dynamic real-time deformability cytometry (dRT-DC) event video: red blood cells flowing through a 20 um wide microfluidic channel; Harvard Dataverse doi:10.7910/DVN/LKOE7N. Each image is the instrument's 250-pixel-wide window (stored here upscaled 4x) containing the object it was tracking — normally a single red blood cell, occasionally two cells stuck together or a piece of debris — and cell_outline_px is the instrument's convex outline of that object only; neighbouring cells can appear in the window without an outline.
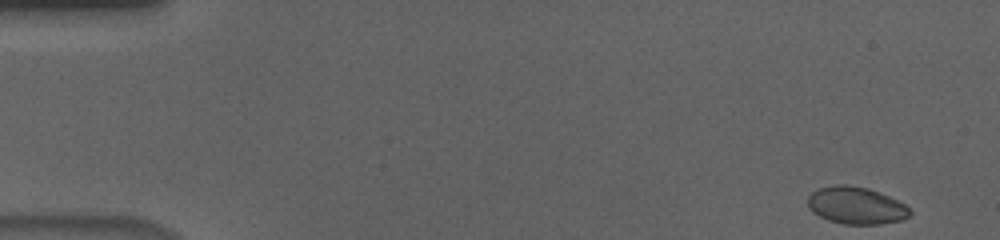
{"species": "human", "species_latin": "Homo sapiens", "temperature_condition": "cold", "stored_images_in_passage": 54, "camera_frame_rate_fps": 3000, "um_per_image_px": 0.085, "donor": {"sex": "male"}, "frame": {"image": 1, "passage_image": 1, "time_ms": 0.0, "image_size_px": [1000, 240], "cell_outline_px": [[912, 212], [908, 216], [900, 220], [880, 224], [844, 224], [828, 220], [812, 212], [808, 208], [808, 196], [812, 192], [820, 188], [836, 184], [844, 184], [868, 188], [888, 196], [904, 204]], "centroid_in_image_um": [72.73, 17.46], "position_along_channel_um": 12.3, "area_um2": 21.96}}
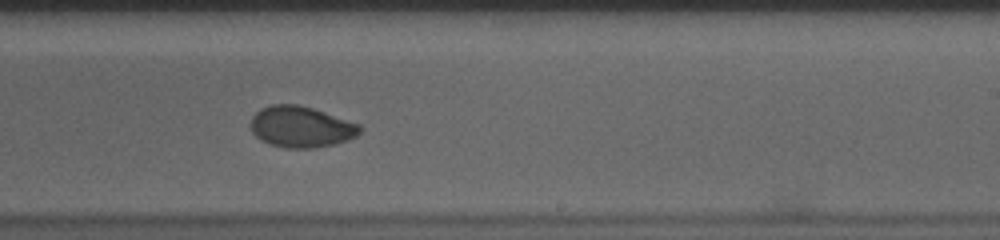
{"frame": {"image": 2, "passage_image": 33, "time_ms": 10.667, "image_size_px": [1000, 240], "cell_outline_px": [[364, 128], [356, 136], [348, 140], [336, 144], [312, 148], [284, 148], [268, 144], [260, 140], [252, 132], [252, 116], [260, 108], [272, 104], [296, 104], [312, 108], [360, 124]], "centroid_in_image_um": [25.6, 10.79], "position_along_channel_um": 263.4, "area_um2": 26.3}}
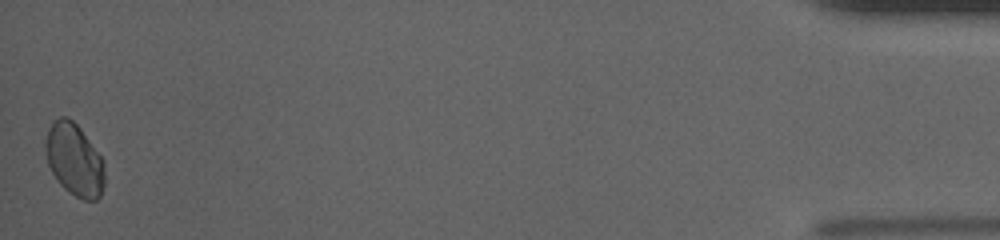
{"frame": {"image": 3, "passage_image": 54, "time_ms": 17.667, "image_size_px": [1000, 240], "cell_outline_px": [[104, 184], [100, 196], [96, 200], [84, 200], [76, 196], [64, 188], [60, 184], [52, 172], [48, 164], [44, 148], [44, 144], [48, 128], [60, 116], [68, 116], [80, 128], [104, 160]], "centroid_in_image_um": [6.32, 13.57], "position_along_channel_um": 428.9, "area_um2": 24.91}, "authors_computed_cell_mechanics": {"area_um2": 25.5476, "velocity_mm_per_s": 3.6616, "shape_relaxation_time_tau1_ms": 5.7359, "shape_relaxation_time_tau2_ms": 1.5495, "deformation_change_tau1": 0.1292, "deformation_change_tau2": 0.0344}}